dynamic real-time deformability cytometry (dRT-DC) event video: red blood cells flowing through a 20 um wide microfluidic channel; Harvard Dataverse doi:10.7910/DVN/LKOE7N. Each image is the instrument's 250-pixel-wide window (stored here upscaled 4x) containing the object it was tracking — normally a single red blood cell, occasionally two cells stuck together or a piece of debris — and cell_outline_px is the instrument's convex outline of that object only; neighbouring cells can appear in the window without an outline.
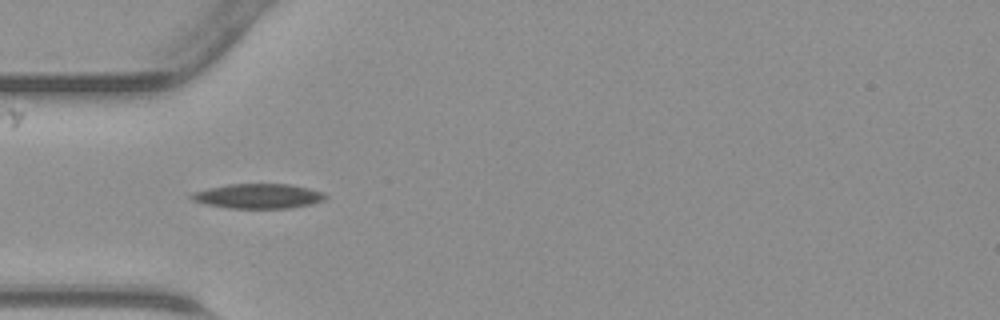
{"species": "common noctule bat (a hibernating species)", "species_latin": "Nyctalus noctula", "temperature_condition": "warm", "stored_images_in_passage": 33, "camera_frame_rate_fps": 3000, "um_per_image_px": 0.085, "animal": {"sex": "male", "body_mass_g": 23.1, "forearm_length_mm": 52.7}, "frame": {"image": 1, "passage_image": 1, "time_ms": 0.0, "image_size_px": [1000, 320], "cell_outline_px": [[328, 196], [324, 200], [312, 204], [288, 208], [228, 208], [208, 204], [192, 200], [188, 196], [192, 192], [208, 188], [228, 184], [292, 184], [324, 192]], "centroid_in_image_um": [21.97, 16.66], "position_along_channel_um": 63.0, "area_um2": 19.36}}
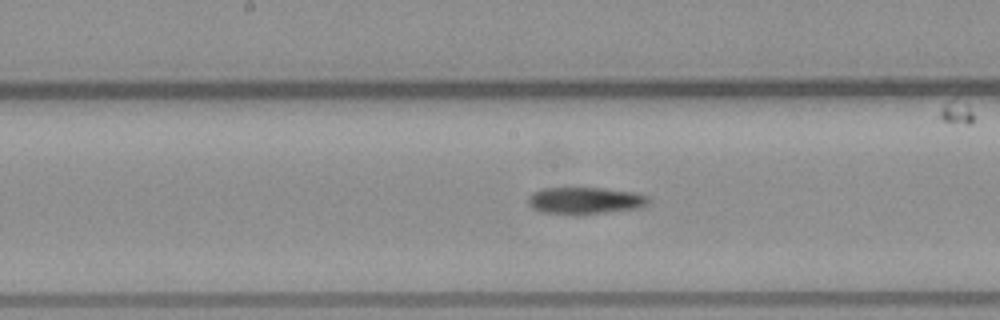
{"frame": {"image": 2, "passage_image": 10, "time_ms": 3.0, "image_size_px": [1000, 320], "cell_outline_px": [[652, 200], [648, 204], [640, 208], [608, 212], [544, 212], [532, 208], [528, 204], [528, 196], [532, 192], [544, 188], [604, 188], [636, 192], [648, 196]], "centroid_in_image_um": [49.8, 17.01], "position_along_channel_um": 198.4, "area_um2": 18.44}}
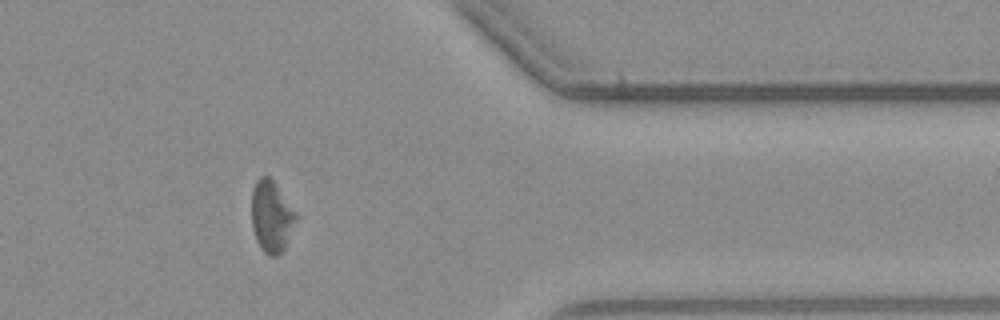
{"frame": {"image": 3, "passage_image": 24, "time_ms": 7.667, "image_size_px": [1000, 320], "cell_outline_px": [[300, 216], [284, 248], [276, 256], [272, 256], [264, 252], [256, 240], [252, 228], [252, 188], [256, 180], [260, 176], [268, 176], [276, 184]], "centroid_in_image_um": [23.1, 18.38], "position_along_channel_um": 388.3, "area_um2": 18.73}}